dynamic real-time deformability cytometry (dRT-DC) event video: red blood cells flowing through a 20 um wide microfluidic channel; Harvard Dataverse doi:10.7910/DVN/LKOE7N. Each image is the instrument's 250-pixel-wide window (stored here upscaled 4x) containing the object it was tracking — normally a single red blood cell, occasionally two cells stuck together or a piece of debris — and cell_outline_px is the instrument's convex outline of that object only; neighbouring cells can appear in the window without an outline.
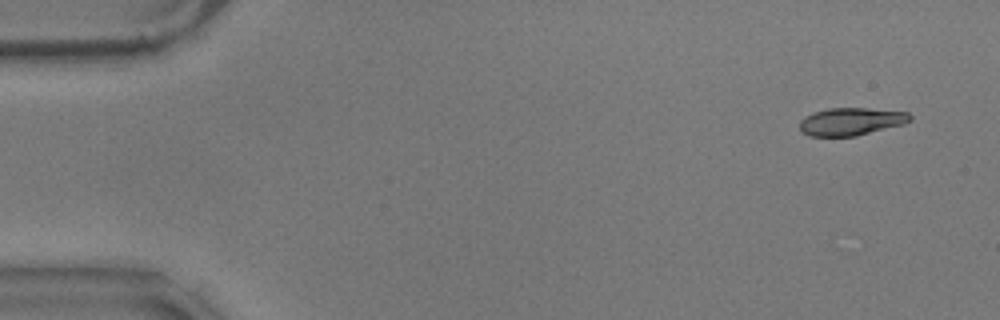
{"species": "common noctule bat (a hibernating species)", "species_latin": "Nyctalus noctula", "temperature_condition": "warm", "stored_images_in_passage": 54, "camera_frame_rate_fps": 3000, "um_per_image_px": 0.085, "animal": {"sex": "male", "body_mass_g": 17.9}, "frame": {"image": 1, "passage_image": 1, "time_ms": 0.0, "image_size_px": [1000, 320], "cell_outline_px": [[912, 120], [904, 124], [856, 136], [808, 136], [800, 132], [800, 120], [804, 116], [812, 112], [828, 108], [868, 108], [908, 112], [912, 116]], "centroid_in_image_um": [72.32, 10.33], "position_along_channel_um": 12.7, "area_um2": 18.03}}
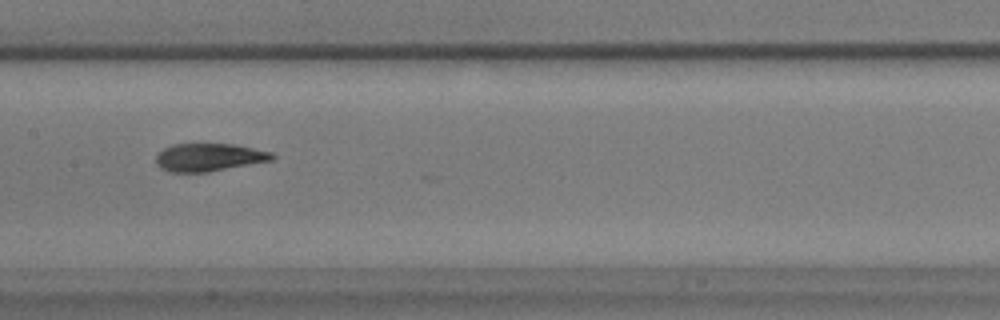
{"frame": {"image": 2, "passage_image": 26, "time_ms": 8.333, "image_size_px": [1000, 320], "cell_outline_px": [[276, 156], [272, 160], [208, 172], [168, 172], [160, 168], [156, 164], [156, 156], [164, 148], [172, 144], [236, 144], [272, 152]], "centroid_in_image_um": [17.76, 13.37], "position_along_channel_um": 189.6, "area_um2": 18.9}}
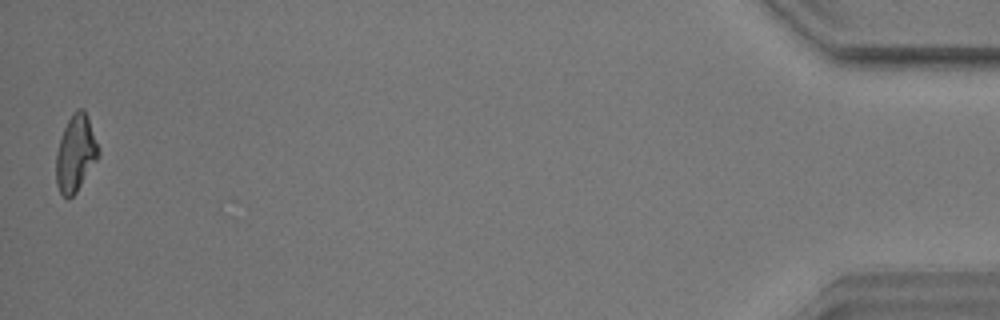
{"frame": {"image": 3, "passage_image": 54, "time_ms": 17.667, "image_size_px": [1000, 320], "cell_outline_px": [[100, 156], [76, 192], [68, 200], [60, 192], [56, 184], [56, 152], [64, 128], [72, 112], [76, 108], [84, 108], [100, 152]], "centroid_in_image_um": [6.42, 13.05], "position_along_channel_um": 428.8, "area_um2": 18.79}, "authors_computed_cell_mechanics": {"area_um2": 18.9584, "velocity_mm_per_s": 3.5404, "shape_relaxation_time_tau1_ms": 5.9879, "shape_relaxation_time_tau2_ms": 1.9679, "deformation_change_tau1": 0.1976, "deformation_change_tau2": 0.0744}}